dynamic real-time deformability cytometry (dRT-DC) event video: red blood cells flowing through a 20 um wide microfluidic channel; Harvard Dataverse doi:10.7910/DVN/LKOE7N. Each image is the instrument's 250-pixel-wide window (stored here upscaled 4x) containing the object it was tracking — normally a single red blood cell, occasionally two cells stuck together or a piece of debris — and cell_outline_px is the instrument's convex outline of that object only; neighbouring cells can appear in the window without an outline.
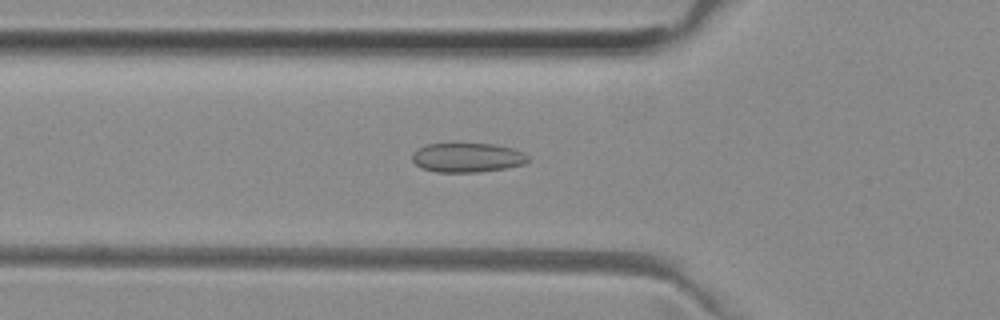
{"species": "common noctule bat (a hibernating species)", "species_latin": "Nyctalus noctula", "temperature_condition": "room temperature", "stored_images_in_passage": 52, "camera_frame_rate_fps": 3000, "um_per_image_px": 0.085, "animal": {"sex": "female", "body_mass_g": 29.2, "forearm_length_mm": 56.3}, "frame": {"image": 1, "passage_image": 18, "time_ms": 5.667, "image_size_px": [1000, 320], "cell_outline_px": [[528, 160], [524, 164], [504, 168], [480, 172], [436, 172], [420, 168], [412, 160], [412, 152], [428, 144], [492, 144], [512, 148], [524, 152], [528, 156]], "centroid_in_image_um": [39.71, 13.4], "position_along_channel_um": 86.1, "area_um2": 19.71}}
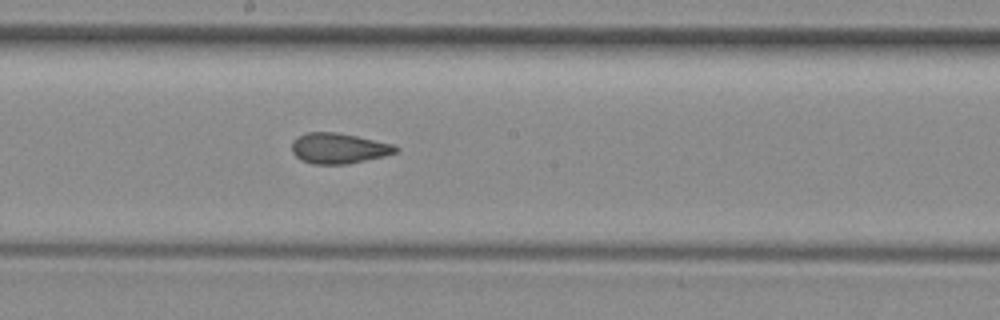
{"frame": {"image": 2, "passage_image": 28, "time_ms": 9.0, "image_size_px": [1000, 320], "cell_outline_px": [[400, 148], [396, 152], [384, 156], [348, 164], [312, 164], [300, 160], [292, 152], [292, 140], [308, 132], [336, 132], [356, 136], [392, 144]], "centroid_in_image_um": [28.76, 12.61], "position_along_channel_um": 219.4, "area_um2": 18.38}}
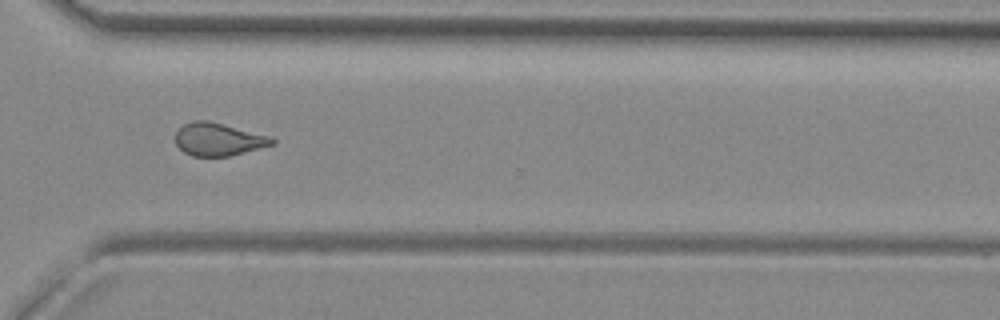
{"frame": {"image": 3, "passage_image": 38, "time_ms": 12.333, "image_size_px": [1000, 320], "cell_outline_px": [[276, 144], [228, 156], [192, 156], [184, 152], [176, 144], [176, 132], [184, 124], [192, 120], [208, 120], [272, 136], [276, 140]], "centroid_in_image_um": [18.59, 11.83], "position_along_channel_um": 352.0, "area_um2": 18.55}, "authors_computed_cell_mechanics": {"area_um2": 19.0451, "velocity_mm_per_s": 3.9829, "shape_relaxation_time_tau1_ms": null, "shape_relaxation_time_tau2_ms": 1.5254, "deformation_change_tau1": null, "deformation_change_tau2": 0.0889}}